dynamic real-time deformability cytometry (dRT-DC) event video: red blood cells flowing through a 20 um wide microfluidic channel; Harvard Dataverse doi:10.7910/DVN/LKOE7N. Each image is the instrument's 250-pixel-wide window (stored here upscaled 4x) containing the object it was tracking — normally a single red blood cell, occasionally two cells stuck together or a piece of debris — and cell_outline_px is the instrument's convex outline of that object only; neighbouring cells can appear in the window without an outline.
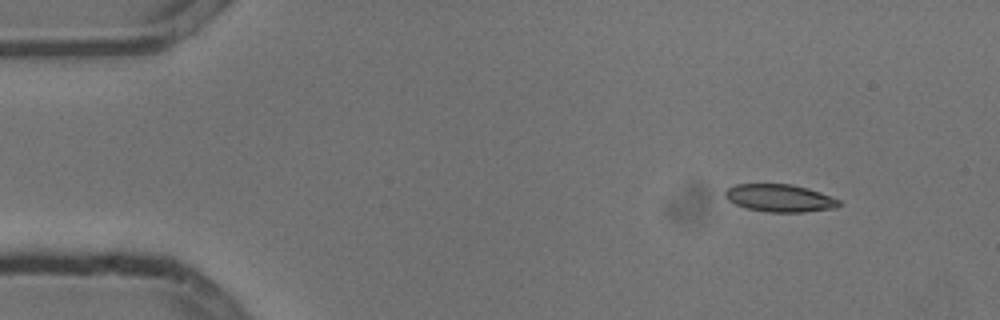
{"species": "common noctule bat (a hibernating species)", "species_latin": "Nyctalus noctula", "temperature_condition": "cold", "stored_images_in_passage": 4, "camera_frame_rate_fps": 3000, "um_per_image_px": 0.085, "animal": {"sex": "male", "body_mass_g": 13.3}, "frame": {"image": 1, "passage_image": 1, "time_ms": 0.0, "image_size_px": [1000, 320], "cell_outline_px": [[840, 204], [836, 208], [804, 212], [768, 212], [744, 208], [728, 200], [724, 196], [724, 192], [728, 188], [736, 184], [792, 184], [808, 188], [820, 192], [840, 200]], "centroid_in_image_um": [66.27, 16.84], "position_along_channel_um": 18.7, "area_um2": 18.38}}
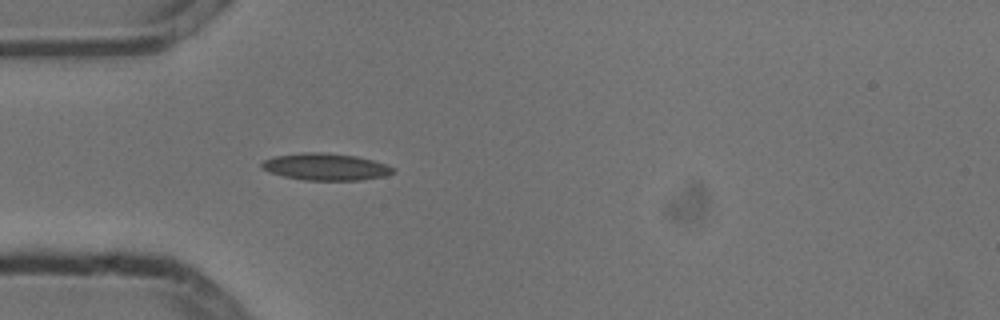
{"frame": {"image": 2, "passage_image": 4, "time_ms": 1.0, "image_size_px": [1000, 320], "cell_outline_px": [[396, 172], [384, 176], [360, 180], [304, 180], [284, 176], [268, 172], [260, 168], [260, 164], [264, 160], [276, 156], [304, 152], [324, 152], [356, 156], [372, 160], [396, 168]], "centroid_in_image_um": [27.67, 14.18], "position_along_channel_um": 57.3, "area_um2": 20.63}}